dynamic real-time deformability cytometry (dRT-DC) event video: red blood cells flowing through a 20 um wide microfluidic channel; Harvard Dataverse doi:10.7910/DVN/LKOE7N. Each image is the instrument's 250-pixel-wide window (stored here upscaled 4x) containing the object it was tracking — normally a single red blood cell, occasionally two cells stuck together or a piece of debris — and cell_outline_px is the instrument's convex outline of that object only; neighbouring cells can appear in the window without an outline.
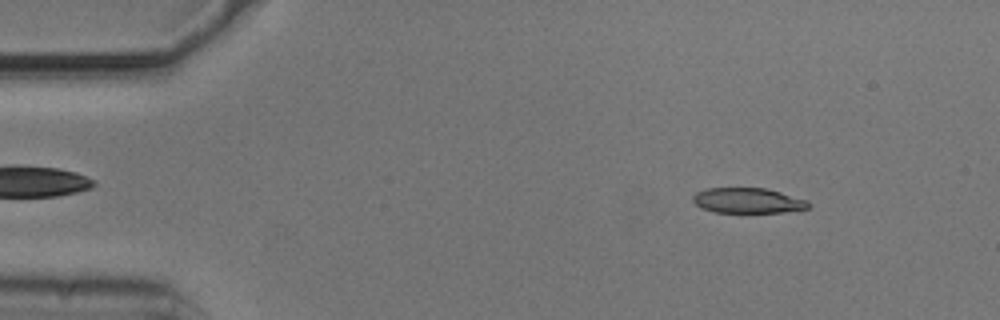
{"species": "common noctule bat (a hibernating species)", "species_latin": "Nyctalus noctula", "temperature_condition": "cold", "stored_images_in_passage": 53, "camera_frame_rate_fps": 3000, "um_per_image_px": 0.085, "animal": {"sex": "male", "body_mass_g": 20.5, "forearm_length_mm": 52.5}, "frame": {"image": 1, "passage_image": 6, "time_ms": 1.667, "image_size_px": [1000, 320], "cell_outline_px": [[812, 204], [808, 208], [784, 212], [712, 212], [700, 208], [692, 200], [692, 196], [696, 192], [704, 188], [764, 188], [780, 192], [808, 200]], "centroid_in_image_um": [63.54, 17.04], "position_along_channel_um": 21.5, "area_um2": 17.11}}
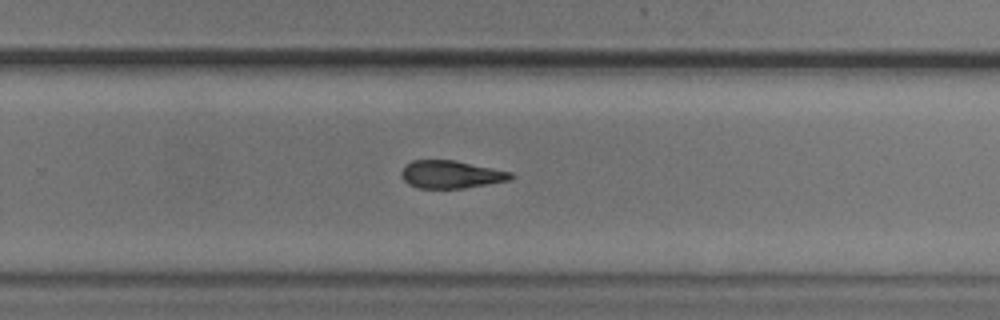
{"frame": {"image": 2, "passage_image": 34, "time_ms": 11.0, "image_size_px": [1000, 320], "cell_outline_px": [[516, 176], [512, 180], [464, 188], [416, 188], [408, 184], [400, 176], [400, 172], [404, 164], [412, 160], [456, 160], [512, 172]], "centroid_in_image_um": [38.33, 14.82], "position_along_channel_um": 291.5, "area_um2": 18.03}}
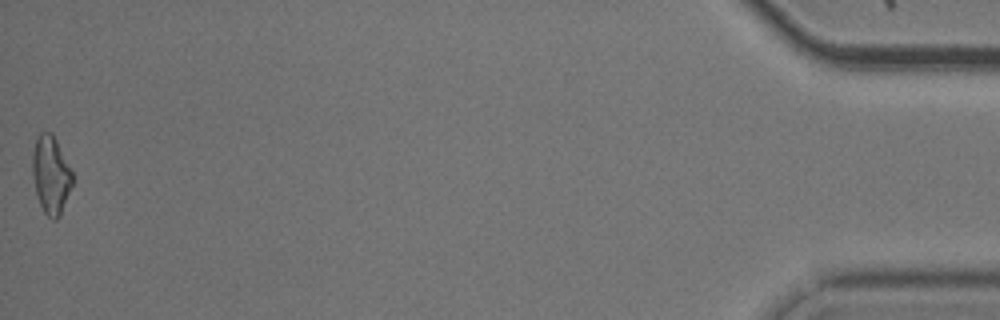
{"frame": {"image": 3, "passage_image": 53, "time_ms": 17.333, "image_size_px": [1000, 320], "cell_outline_px": [[72, 184], [60, 216], [56, 220], [52, 220], [44, 212], [36, 196], [32, 176], [32, 152], [36, 140], [40, 132], [52, 132], [72, 172]], "centroid_in_image_um": [4.3, 14.88], "position_along_channel_um": 430.9, "area_um2": 18.09}, "authors_computed_cell_mechanics": {"area_um2": 18.4382, "velocity_mm_per_s": 3.7343, "shape_relaxation_time_tau1_ms": 3.6642, "shape_relaxation_time_tau2_ms": 6.0903, "deformation_change_tau1": 0.1235, "deformation_change_tau2": 0.1615}}